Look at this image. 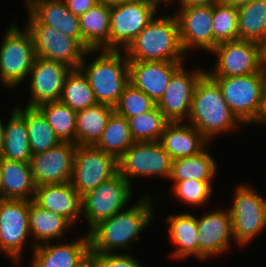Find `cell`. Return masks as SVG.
I'll list each match as a JSON object with an SVG mask.
<instances>
[{
  "mask_svg": "<svg viewBox=\"0 0 266 267\" xmlns=\"http://www.w3.org/2000/svg\"><path fill=\"white\" fill-rule=\"evenodd\" d=\"M137 204L112 217L100 221L89 230L90 253H110L115 248H126L149 225L153 217L150 196L146 194Z\"/></svg>",
  "mask_w": 266,
  "mask_h": 267,
  "instance_id": "cell-1",
  "label": "cell"
},
{
  "mask_svg": "<svg viewBox=\"0 0 266 267\" xmlns=\"http://www.w3.org/2000/svg\"><path fill=\"white\" fill-rule=\"evenodd\" d=\"M188 120L208 141L242 124L227 105L218 84L207 73L195 86Z\"/></svg>",
  "mask_w": 266,
  "mask_h": 267,
  "instance_id": "cell-2",
  "label": "cell"
},
{
  "mask_svg": "<svg viewBox=\"0 0 266 267\" xmlns=\"http://www.w3.org/2000/svg\"><path fill=\"white\" fill-rule=\"evenodd\" d=\"M123 52L129 61H184L176 15L154 16Z\"/></svg>",
  "mask_w": 266,
  "mask_h": 267,
  "instance_id": "cell-3",
  "label": "cell"
},
{
  "mask_svg": "<svg viewBox=\"0 0 266 267\" xmlns=\"http://www.w3.org/2000/svg\"><path fill=\"white\" fill-rule=\"evenodd\" d=\"M88 66L83 61L79 69L88 79L97 103L114 107L129 84V60L121 50H101ZM122 56V57H121Z\"/></svg>",
  "mask_w": 266,
  "mask_h": 267,
  "instance_id": "cell-4",
  "label": "cell"
},
{
  "mask_svg": "<svg viewBox=\"0 0 266 267\" xmlns=\"http://www.w3.org/2000/svg\"><path fill=\"white\" fill-rule=\"evenodd\" d=\"M220 87L224 100L242 123H254L260 113L266 73L234 77H211Z\"/></svg>",
  "mask_w": 266,
  "mask_h": 267,
  "instance_id": "cell-5",
  "label": "cell"
},
{
  "mask_svg": "<svg viewBox=\"0 0 266 267\" xmlns=\"http://www.w3.org/2000/svg\"><path fill=\"white\" fill-rule=\"evenodd\" d=\"M26 30L31 34L36 57L58 61L78 69L83 58L96 50H87L77 39L39 23L30 13Z\"/></svg>",
  "mask_w": 266,
  "mask_h": 267,
  "instance_id": "cell-6",
  "label": "cell"
},
{
  "mask_svg": "<svg viewBox=\"0 0 266 267\" xmlns=\"http://www.w3.org/2000/svg\"><path fill=\"white\" fill-rule=\"evenodd\" d=\"M35 51L31 34L10 25L0 48V78L4 86L20 85L32 68Z\"/></svg>",
  "mask_w": 266,
  "mask_h": 267,
  "instance_id": "cell-7",
  "label": "cell"
},
{
  "mask_svg": "<svg viewBox=\"0 0 266 267\" xmlns=\"http://www.w3.org/2000/svg\"><path fill=\"white\" fill-rule=\"evenodd\" d=\"M118 173V160L94 145H77L70 183L83 196Z\"/></svg>",
  "mask_w": 266,
  "mask_h": 267,
  "instance_id": "cell-8",
  "label": "cell"
},
{
  "mask_svg": "<svg viewBox=\"0 0 266 267\" xmlns=\"http://www.w3.org/2000/svg\"><path fill=\"white\" fill-rule=\"evenodd\" d=\"M131 187V183L118 172L81 196V214L84 213L87 217L90 229L100 221L123 211L132 196Z\"/></svg>",
  "mask_w": 266,
  "mask_h": 267,
  "instance_id": "cell-9",
  "label": "cell"
},
{
  "mask_svg": "<svg viewBox=\"0 0 266 267\" xmlns=\"http://www.w3.org/2000/svg\"><path fill=\"white\" fill-rule=\"evenodd\" d=\"M157 6L152 0H130L111 6L110 50L125 49L155 16Z\"/></svg>",
  "mask_w": 266,
  "mask_h": 267,
  "instance_id": "cell-10",
  "label": "cell"
},
{
  "mask_svg": "<svg viewBox=\"0 0 266 267\" xmlns=\"http://www.w3.org/2000/svg\"><path fill=\"white\" fill-rule=\"evenodd\" d=\"M229 210L235 242L245 246L266 227V200L250 187L240 185Z\"/></svg>",
  "mask_w": 266,
  "mask_h": 267,
  "instance_id": "cell-11",
  "label": "cell"
},
{
  "mask_svg": "<svg viewBox=\"0 0 266 267\" xmlns=\"http://www.w3.org/2000/svg\"><path fill=\"white\" fill-rule=\"evenodd\" d=\"M172 158L160 141L135 142L118 159V172L130 177L163 175L170 178Z\"/></svg>",
  "mask_w": 266,
  "mask_h": 267,
  "instance_id": "cell-12",
  "label": "cell"
},
{
  "mask_svg": "<svg viewBox=\"0 0 266 267\" xmlns=\"http://www.w3.org/2000/svg\"><path fill=\"white\" fill-rule=\"evenodd\" d=\"M217 55L210 77H234L261 72L260 44L254 41L237 40L219 43L212 51Z\"/></svg>",
  "mask_w": 266,
  "mask_h": 267,
  "instance_id": "cell-13",
  "label": "cell"
},
{
  "mask_svg": "<svg viewBox=\"0 0 266 267\" xmlns=\"http://www.w3.org/2000/svg\"><path fill=\"white\" fill-rule=\"evenodd\" d=\"M30 201L0 199V251L19 262L30 234Z\"/></svg>",
  "mask_w": 266,
  "mask_h": 267,
  "instance_id": "cell-14",
  "label": "cell"
},
{
  "mask_svg": "<svg viewBox=\"0 0 266 267\" xmlns=\"http://www.w3.org/2000/svg\"><path fill=\"white\" fill-rule=\"evenodd\" d=\"M77 145L61 142L47 151L32 154L30 160L35 186L70 182Z\"/></svg>",
  "mask_w": 266,
  "mask_h": 267,
  "instance_id": "cell-15",
  "label": "cell"
},
{
  "mask_svg": "<svg viewBox=\"0 0 266 267\" xmlns=\"http://www.w3.org/2000/svg\"><path fill=\"white\" fill-rule=\"evenodd\" d=\"M205 73V70L186 73L182 65L172 75L163 96L156 103L169 122L189 118L195 86Z\"/></svg>",
  "mask_w": 266,
  "mask_h": 267,
  "instance_id": "cell-16",
  "label": "cell"
},
{
  "mask_svg": "<svg viewBox=\"0 0 266 267\" xmlns=\"http://www.w3.org/2000/svg\"><path fill=\"white\" fill-rule=\"evenodd\" d=\"M180 9L176 18L184 53L197 47L211 52L214 49L213 5L187 6Z\"/></svg>",
  "mask_w": 266,
  "mask_h": 267,
  "instance_id": "cell-17",
  "label": "cell"
},
{
  "mask_svg": "<svg viewBox=\"0 0 266 267\" xmlns=\"http://www.w3.org/2000/svg\"><path fill=\"white\" fill-rule=\"evenodd\" d=\"M71 69L64 63L35 57L29 73L31 99L27 107L59 101L65 78Z\"/></svg>",
  "mask_w": 266,
  "mask_h": 267,
  "instance_id": "cell-18",
  "label": "cell"
},
{
  "mask_svg": "<svg viewBox=\"0 0 266 267\" xmlns=\"http://www.w3.org/2000/svg\"><path fill=\"white\" fill-rule=\"evenodd\" d=\"M227 211L217 209L197 218L198 259L205 260L211 255L223 253L230 246V237H234L232 218Z\"/></svg>",
  "mask_w": 266,
  "mask_h": 267,
  "instance_id": "cell-19",
  "label": "cell"
},
{
  "mask_svg": "<svg viewBox=\"0 0 266 267\" xmlns=\"http://www.w3.org/2000/svg\"><path fill=\"white\" fill-rule=\"evenodd\" d=\"M183 61H129V83L156 103Z\"/></svg>",
  "mask_w": 266,
  "mask_h": 267,
  "instance_id": "cell-20",
  "label": "cell"
},
{
  "mask_svg": "<svg viewBox=\"0 0 266 267\" xmlns=\"http://www.w3.org/2000/svg\"><path fill=\"white\" fill-rule=\"evenodd\" d=\"M40 244L33 248L31 267H78L90 255L89 234L82 239L66 244Z\"/></svg>",
  "mask_w": 266,
  "mask_h": 267,
  "instance_id": "cell-21",
  "label": "cell"
},
{
  "mask_svg": "<svg viewBox=\"0 0 266 267\" xmlns=\"http://www.w3.org/2000/svg\"><path fill=\"white\" fill-rule=\"evenodd\" d=\"M28 11L39 23L57 29L82 44L79 17L68 9L63 0H27Z\"/></svg>",
  "mask_w": 266,
  "mask_h": 267,
  "instance_id": "cell-22",
  "label": "cell"
},
{
  "mask_svg": "<svg viewBox=\"0 0 266 267\" xmlns=\"http://www.w3.org/2000/svg\"><path fill=\"white\" fill-rule=\"evenodd\" d=\"M32 201L43 209L64 216L72 224L81 215V196L70 182L36 186Z\"/></svg>",
  "mask_w": 266,
  "mask_h": 267,
  "instance_id": "cell-23",
  "label": "cell"
},
{
  "mask_svg": "<svg viewBox=\"0 0 266 267\" xmlns=\"http://www.w3.org/2000/svg\"><path fill=\"white\" fill-rule=\"evenodd\" d=\"M160 142L172 159H179L199 154L209 141L188 123L169 122Z\"/></svg>",
  "mask_w": 266,
  "mask_h": 267,
  "instance_id": "cell-24",
  "label": "cell"
},
{
  "mask_svg": "<svg viewBox=\"0 0 266 267\" xmlns=\"http://www.w3.org/2000/svg\"><path fill=\"white\" fill-rule=\"evenodd\" d=\"M2 199L27 200L34 198L36 186L30 162L0 158Z\"/></svg>",
  "mask_w": 266,
  "mask_h": 267,
  "instance_id": "cell-25",
  "label": "cell"
},
{
  "mask_svg": "<svg viewBox=\"0 0 266 267\" xmlns=\"http://www.w3.org/2000/svg\"><path fill=\"white\" fill-rule=\"evenodd\" d=\"M110 11L111 6L97 3L79 17L82 45L88 51L110 50Z\"/></svg>",
  "mask_w": 266,
  "mask_h": 267,
  "instance_id": "cell-26",
  "label": "cell"
},
{
  "mask_svg": "<svg viewBox=\"0 0 266 267\" xmlns=\"http://www.w3.org/2000/svg\"><path fill=\"white\" fill-rule=\"evenodd\" d=\"M114 107L97 103L76 113V145H95L106 127Z\"/></svg>",
  "mask_w": 266,
  "mask_h": 267,
  "instance_id": "cell-27",
  "label": "cell"
},
{
  "mask_svg": "<svg viewBox=\"0 0 266 267\" xmlns=\"http://www.w3.org/2000/svg\"><path fill=\"white\" fill-rule=\"evenodd\" d=\"M166 223L170 225L169 237L177 246L172 256L181 259L192 254L198 258L197 218L192 214L182 213L169 216Z\"/></svg>",
  "mask_w": 266,
  "mask_h": 267,
  "instance_id": "cell-28",
  "label": "cell"
},
{
  "mask_svg": "<svg viewBox=\"0 0 266 267\" xmlns=\"http://www.w3.org/2000/svg\"><path fill=\"white\" fill-rule=\"evenodd\" d=\"M71 224L64 216L43 209L30 201L29 227L30 235L35 238L33 247L40 245L37 241L48 243L52 239L61 237Z\"/></svg>",
  "mask_w": 266,
  "mask_h": 267,
  "instance_id": "cell-29",
  "label": "cell"
},
{
  "mask_svg": "<svg viewBox=\"0 0 266 267\" xmlns=\"http://www.w3.org/2000/svg\"><path fill=\"white\" fill-rule=\"evenodd\" d=\"M15 110L26 120L32 154L47 151L62 142L37 107L26 106L24 110L17 107Z\"/></svg>",
  "mask_w": 266,
  "mask_h": 267,
  "instance_id": "cell-30",
  "label": "cell"
},
{
  "mask_svg": "<svg viewBox=\"0 0 266 267\" xmlns=\"http://www.w3.org/2000/svg\"><path fill=\"white\" fill-rule=\"evenodd\" d=\"M31 150L26 120L14 109L4 130V146L0 158L30 162Z\"/></svg>",
  "mask_w": 266,
  "mask_h": 267,
  "instance_id": "cell-31",
  "label": "cell"
},
{
  "mask_svg": "<svg viewBox=\"0 0 266 267\" xmlns=\"http://www.w3.org/2000/svg\"><path fill=\"white\" fill-rule=\"evenodd\" d=\"M134 143L127 118L113 112L94 146L118 160Z\"/></svg>",
  "mask_w": 266,
  "mask_h": 267,
  "instance_id": "cell-32",
  "label": "cell"
},
{
  "mask_svg": "<svg viewBox=\"0 0 266 267\" xmlns=\"http://www.w3.org/2000/svg\"><path fill=\"white\" fill-rule=\"evenodd\" d=\"M238 11V40L261 44L266 39V0H254Z\"/></svg>",
  "mask_w": 266,
  "mask_h": 267,
  "instance_id": "cell-33",
  "label": "cell"
},
{
  "mask_svg": "<svg viewBox=\"0 0 266 267\" xmlns=\"http://www.w3.org/2000/svg\"><path fill=\"white\" fill-rule=\"evenodd\" d=\"M216 162L206 148L199 154L173 159L170 178L173 181L195 179L199 181H211L216 174Z\"/></svg>",
  "mask_w": 266,
  "mask_h": 267,
  "instance_id": "cell-34",
  "label": "cell"
},
{
  "mask_svg": "<svg viewBox=\"0 0 266 267\" xmlns=\"http://www.w3.org/2000/svg\"><path fill=\"white\" fill-rule=\"evenodd\" d=\"M59 101L76 112L97 104L88 79L79 68L67 74Z\"/></svg>",
  "mask_w": 266,
  "mask_h": 267,
  "instance_id": "cell-35",
  "label": "cell"
},
{
  "mask_svg": "<svg viewBox=\"0 0 266 267\" xmlns=\"http://www.w3.org/2000/svg\"><path fill=\"white\" fill-rule=\"evenodd\" d=\"M37 108L62 142L75 143L76 111L60 101L46 102Z\"/></svg>",
  "mask_w": 266,
  "mask_h": 267,
  "instance_id": "cell-36",
  "label": "cell"
},
{
  "mask_svg": "<svg viewBox=\"0 0 266 267\" xmlns=\"http://www.w3.org/2000/svg\"><path fill=\"white\" fill-rule=\"evenodd\" d=\"M128 124L135 142L160 141L169 121L155 105L151 110L129 117Z\"/></svg>",
  "mask_w": 266,
  "mask_h": 267,
  "instance_id": "cell-37",
  "label": "cell"
},
{
  "mask_svg": "<svg viewBox=\"0 0 266 267\" xmlns=\"http://www.w3.org/2000/svg\"><path fill=\"white\" fill-rule=\"evenodd\" d=\"M214 48L223 42L238 40V11L234 6L213 4Z\"/></svg>",
  "mask_w": 266,
  "mask_h": 267,
  "instance_id": "cell-38",
  "label": "cell"
},
{
  "mask_svg": "<svg viewBox=\"0 0 266 267\" xmlns=\"http://www.w3.org/2000/svg\"><path fill=\"white\" fill-rule=\"evenodd\" d=\"M155 105L148 95L129 83L114 106V112L128 119L151 110Z\"/></svg>",
  "mask_w": 266,
  "mask_h": 267,
  "instance_id": "cell-39",
  "label": "cell"
},
{
  "mask_svg": "<svg viewBox=\"0 0 266 267\" xmlns=\"http://www.w3.org/2000/svg\"><path fill=\"white\" fill-rule=\"evenodd\" d=\"M174 183L173 191L176 197L189 205H203L211 196V181L187 179Z\"/></svg>",
  "mask_w": 266,
  "mask_h": 267,
  "instance_id": "cell-40",
  "label": "cell"
},
{
  "mask_svg": "<svg viewBox=\"0 0 266 267\" xmlns=\"http://www.w3.org/2000/svg\"><path fill=\"white\" fill-rule=\"evenodd\" d=\"M95 267H142L130 254L90 253Z\"/></svg>",
  "mask_w": 266,
  "mask_h": 267,
  "instance_id": "cell-41",
  "label": "cell"
},
{
  "mask_svg": "<svg viewBox=\"0 0 266 267\" xmlns=\"http://www.w3.org/2000/svg\"><path fill=\"white\" fill-rule=\"evenodd\" d=\"M68 9L74 15L80 17L82 14L87 12L90 8L94 7L97 0H64Z\"/></svg>",
  "mask_w": 266,
  "mask_h": 267,
  "instance_id": "cell-42",
  "label": "cell"
},
{
  "mask_svg": "<svg viewBox=\"0 0 266 267\" xmlns=\"http://www.w3.org/2000/svg\"><path fill=\"white\" fill-rule=\"evenodd\" d=\"M219 0H179L181 7L213 5Z\"/></svg>",
  "mask_w": 266,
  "mask_h": 267,
  "instance_id": "cell-43",
  "label": "cell"
},
{
  "mask_svg": "<svg viewBox=\"0 0 266 267\" xmlns=\"http://www.w3.org/2000/svg\"><path fill=\"white\" fill-rule=\"evenodd\" d=\"M254 123H266V83L263 90V100L260 113Z\"/></svg>",
  "mask_w": 266,
  "mask_h": 267,
  "instance_id": "cell-44",
  "label": "cell"
},
{
  "mask_svg": "<svg viewBox=\"0 0 266 267\" xmlns=\"http://www.w3.org/2000/svg\"><path fill=\"white\" fill-rule=\"evenodd\" d=\"M254 0H219L218 2L229 5V6H234L235 8H239L242 6H245L246 4L252 2Z\"/></svg>",
  "mask_w": 266,
  "mask_h": 267,
  "instance_id": "cell-45",
  "label": "cell"
},
{
  "mask_svg": "<svg viewBox=\"0 0 266 267\" xmlns=\"http://www.w3.org/2000/svg\"><path fill=\"white\" fill-rule=\"evenodd\" d=\"M261 49V67L266 73V39L260 44Z\"/></svg>",
  "mask_w": 266,
  "mask_h": 267,
  "instance_id": "cell-46",
  "label": "cell"
},
{
  "mask_svg": "<svg viewBox=\"0 0 266 267\" xmlns=\"http://www.w3.org/2000/svg\"><path fill=\"white\" fill-rule=\"evenodd\" d=\"M97 1L100 4H104L107 6H115V5H119L122 2L130 1V0H97Z\"/></svg>",
  "mask_w": 266,
  "mask_h": 267,
  "instance_id": "cell-47",
  "label": "cell"
},
{
  "mask_svg": "<svg viewBox=\"0 0 266 267\" xmlns=\"http://www.w3.org/2000/svg\"><path fill=\"white\" fill-rule=\"evenodd\" d=\"M1 119H0V156L2 154L3 146H4V130L5 126L3 125Z\"/></svg>",
  "mask_w": 266,
  "mask_h": 267,
  "instance_id": "cell-48",
  "label": "cell"
},
{
  "mask_svg": "<svg viewBox=\"0 0 266 267\" xmlns=\"http://www.w3.org/2000/svg\"><path fill=\"white\" fill-rule=\"evenodd\" d=\"M78 267H95L92 258L89 256L80 266Z\"/></svg>",
  "mask_w": 266,
  "mask_h": 267,
  "instance_id": "cell-49",
  "label": "cell"
},
{
  "mask_svg": "<svg viewBox=\"0 0 266 267\" xmlns=\"http://www.w3.org/2000/svg\"><path fill=\"white\" fill-rule=\"evenodd\" d=\"M0 199H2V176L0 171Z\"/></svg>",
  "mask_w": 266,
  "mask_h": 267,
  "instance_id": "cell-50",
  "label": "cell"
},
{
  "mask_svg": "<svg viewBox=\"0 0 266 267\" xmlns=\"http://www.w3.org/2000/svg\"><path fill=\"white\" fill-rule=\"evenodd\" d=\"M152 1H154V2H156V3L158 4V3H160L161 1H162V2H168V1H171V0H152Z\"/></svg>",
  "mask_w": 266,
  "mask_h": 267,
  "instance_id": "cell-51",
  "label": "cell"
}]
</instances>
